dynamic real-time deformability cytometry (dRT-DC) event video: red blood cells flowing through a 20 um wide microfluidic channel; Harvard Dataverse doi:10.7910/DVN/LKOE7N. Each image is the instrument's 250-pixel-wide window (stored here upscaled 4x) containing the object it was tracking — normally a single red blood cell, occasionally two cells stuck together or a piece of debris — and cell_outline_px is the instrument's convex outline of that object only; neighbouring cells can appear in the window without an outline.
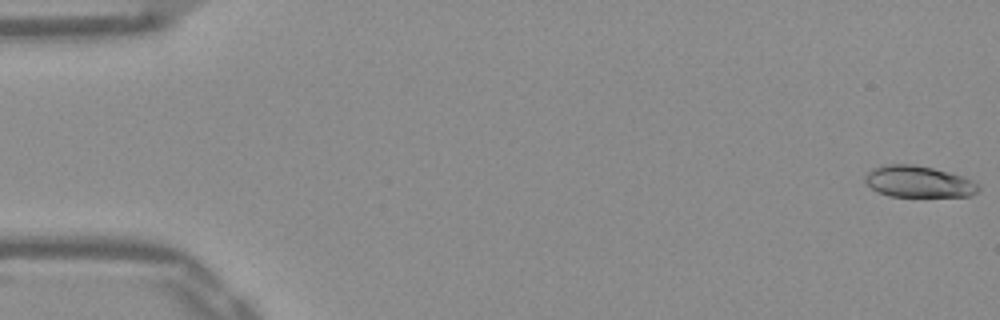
{"species": "Egyptian fruit bat (a non-hibernating species)", "species_latin": "Rousettus aegyptiacus", "temperature_condition": "warm", "stored_images_in_passage": 15, "camera_frame_rate_fps": 3000, "um_per_image_px": 0.085, "frame": {"image": 1, "passage_image": 1, "time_ms": 0.0, "image_size_px": [1000, 320], "cell_outline_px": [[980, 188], [972, 196], [888, 196], [872, 188], [864, 180], [868, 172], [872, 168], [880, 164], [916, 164], [932, 168], [960, 176], [976, 184]], "centroid_in_image_um": [78.01, 15.43], "position_along_channel_um": 7.0, "area_um2": 20.46}}
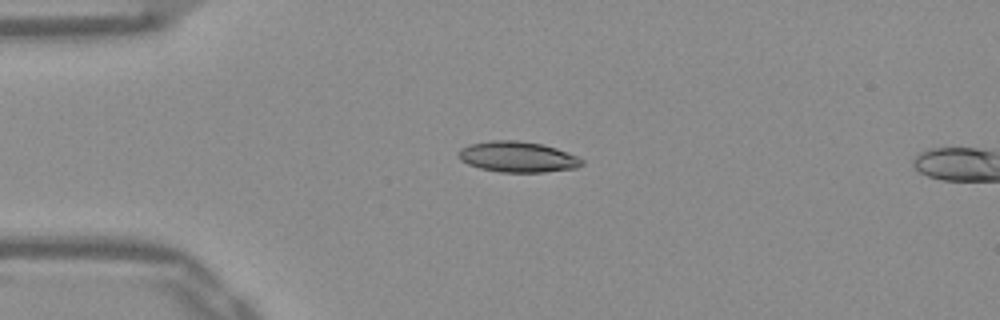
{"frame": {"image": 2, "passage_image": 13, "time_ms": 4.0, "image_size_px": [1000, 320], "cell_outline_px": [[584, 164], [576, 168], [544, 172], [500, 172], [480, 168], [468, 164], [460, 160], [456, 152], [460, 148], [472, 144], [492, 140], [516, 140], [540, 144], [556, 148], [576, 156], [584, 160]], "centroid_in_image_um": [43.98, 13.34], "position_along_channel_um": 41.0, "area_um2": 22.02}}